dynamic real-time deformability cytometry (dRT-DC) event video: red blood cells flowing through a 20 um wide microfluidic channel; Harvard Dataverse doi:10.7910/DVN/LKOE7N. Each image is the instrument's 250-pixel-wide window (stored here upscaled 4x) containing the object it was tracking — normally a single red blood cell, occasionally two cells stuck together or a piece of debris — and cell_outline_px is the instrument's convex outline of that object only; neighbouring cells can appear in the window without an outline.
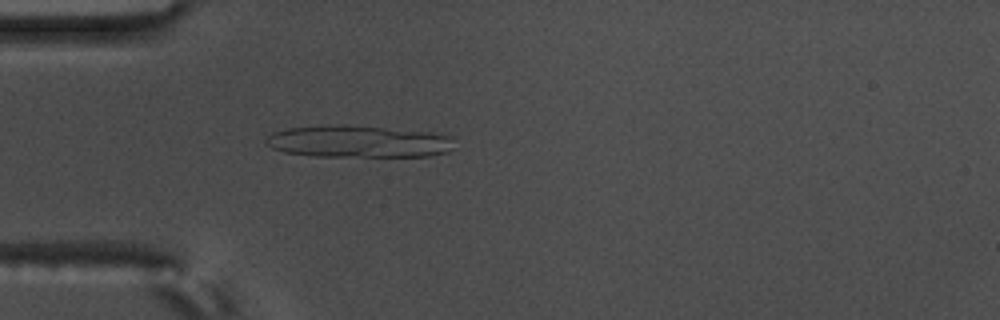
{"species": "common noctule bat (a hibernating species)", "species_latin": "Nyctalus noctula", "temperature_condition": "warm", "stored_images_in_passage": 56, "camera_frame_rate_fps": 3000, "um_per_image_px": 0.085, "animal": {"sex": "male", "body_mass_g": 17.5, "forearm_length_mm": 52.3}, "frame": {"image": 1, "passage_image": 17, "time_ms": 5.333, "image_size_px": [1000, 320], "cell_outline_px": [[452, 148], [448, 152], [428, 156], [316, 156], [284, 152], [272, 148], [264, 144], [264, 140], [272, 132], [288, 128], [344, 124], [432, 132], [452, 136]], "centroid_in_image_um": [30.45, 12.02], "position_along_channel_um": 54.6, "area_um2": 35.26}}